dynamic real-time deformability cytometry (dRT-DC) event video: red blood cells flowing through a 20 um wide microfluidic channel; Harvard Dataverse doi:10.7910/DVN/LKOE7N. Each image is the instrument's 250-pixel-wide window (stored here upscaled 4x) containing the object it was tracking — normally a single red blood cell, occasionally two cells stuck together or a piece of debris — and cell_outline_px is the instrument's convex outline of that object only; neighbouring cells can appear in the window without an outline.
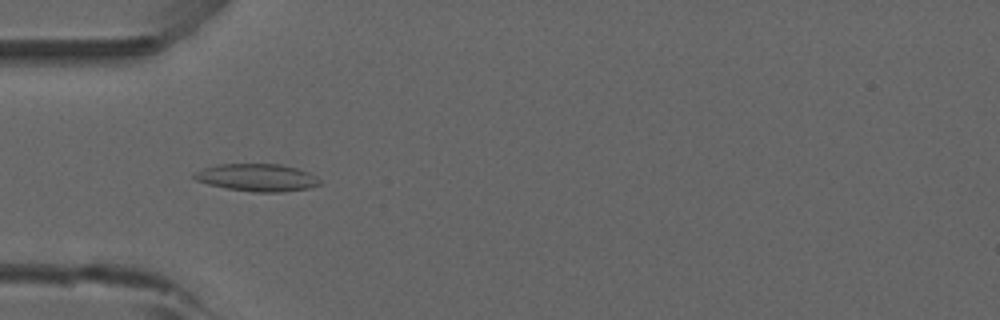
{"species": "common noctule bat (a hibernating species)", "species_latin": "Nyctalus noctula", "temperature_condition": "room temperature", "stored_images_in_passage": 53, "camera_frame_rate_fps": 3000, "um_per_image_px": 0.085, "animal": {"sex": "male", "forearm_length_mm": 52.5}, "frame": {"image": 1, "passage_image": 17, "time_ms": 5.333, "image_size_px": [1000, 320], "cell_outline_px": [[320, 184], [312, 188], [280, 192], [252, 192], [228, 188], [208, 184], [196, 180], [192, 176], [192, 172], [204, 168], [220, 164], [280, 164], [300, 168], [316, 176], [320, 180]], "centroid_in_image_um": [21.87, 15.09], "position_along_channel_um": 63.1, "area_um2": 20.23}}
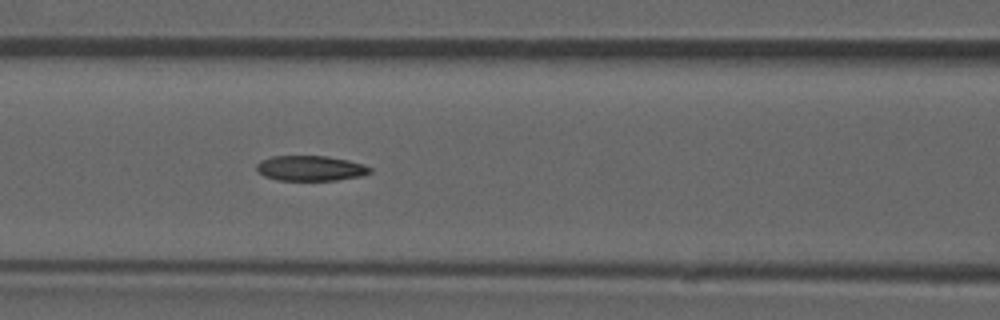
{"frame": {"image": 2, "passage_image": 23, "time_ms": 7.333, "image_size_px": [1000, 320], "cell_outline_px": [[372, 172], [360, 176], [336, 180], [276, 180], [264, 176], [256, 172], [256, 164], [260, 160], [272, 156], [324, 156], [348, 160], [364, 164], [372, 168]], "centroid_in_image_um": [26.36, 14.3], "position_along_channel_um": 140.2, "area_um2": 16.76}}
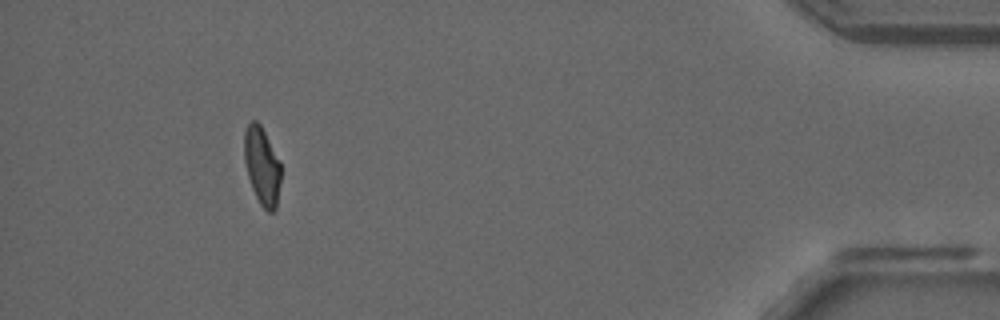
{"frame": {"image": 3, "passage_image": 49, "time_ms": 16.0, "image_size_px": [1000, 320], "cell_outline_px": [[280, 180], [276, 208], [272, 212], [268, 212], [260, 204], [252, 188], [248, 176], [244, 160], [244, 132], [248, 124], [252, 120], [256, 120], [260, 124], [280, 160]], "centroid_in_image_um": [22.26, 14.09], "position_along_channel_um": 412.9, "area_um2": 16.53}, "authors_computed_cell_mechanics": {"area_um2": 17.6868, "velocity_mm_per_s": 3.8949, "shape_relaxation_time_tau1_ms": null, "shape_relaxation_time_tau2_ms": 2.4516, "deformation_change_tau1": null, "deformation_change_tau2": 0.0936}}